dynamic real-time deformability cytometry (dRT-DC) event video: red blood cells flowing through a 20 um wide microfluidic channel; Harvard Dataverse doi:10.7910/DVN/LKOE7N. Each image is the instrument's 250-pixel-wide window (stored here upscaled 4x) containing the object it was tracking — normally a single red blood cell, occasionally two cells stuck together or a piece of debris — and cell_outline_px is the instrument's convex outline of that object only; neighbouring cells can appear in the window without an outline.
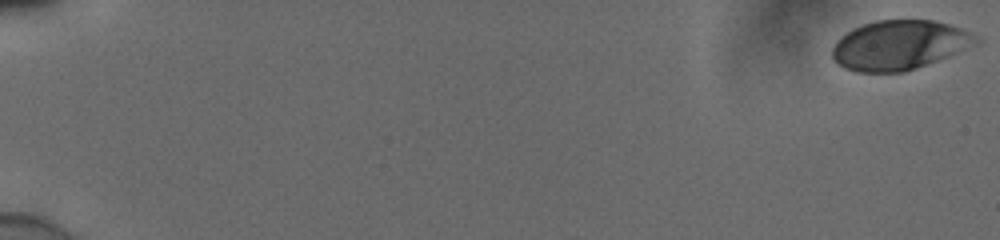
{"species": "human", "species_latin": "Homo sapiens", "temperature_condition": "cold", "stored_images_in_passage": 56, "camera_frame_rate_fps": 3000, "um_per_image_px": 0.085, "donor": {"sex": "male"}, "frame": {"image": 1, "passage_image": 1, "time_ms": 0.0, "image_size_px": [1000, 240], "cell_outline_px": [[980, 44], [916, 68], [904, 72], [856, 72], [844, 68], [836, 64], [832, 56], [832, 48], [836, 40], [840, 36], [852, 28], [876, 20], [932, 20], [948, 24], [960, 28], [976, 36], [980, 40]], "centroid_in_image_um": [76.42, 3.84], "position_along_channel_um": 8.6, "area_um2": 41.56}}
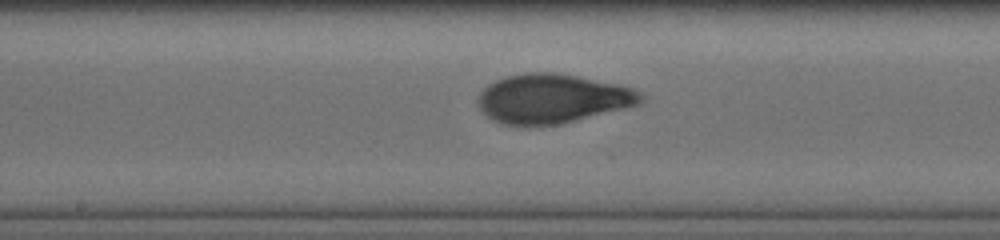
{"frame": {"image": 2, "passage_image": 32, "time_ms": 10.333, "image_size_px": [1000, 240], "cell_outline_px": [[644, 100], [640, 104], [560, 124], [500, 124], [492, 120], [480, 108], [476, 100], [480, 92], [488, 84], [496, 80], [508, 76], [524, 72], [556, 72], [620, 84], [632, 88], [640, 92], [644, 96]], "centroid_in_image_um": [46.96, 8.36], "position_along_channel_um": 201.2, "area_um2": 46.53}}
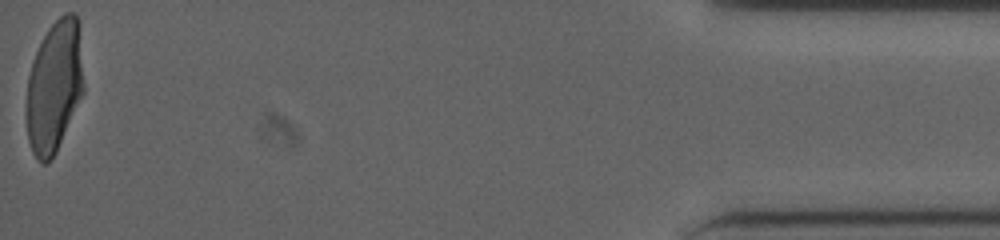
{"frame": {"image": 3, "passage_image": 56, "time_ms": 18.333, "image_size_px": [1000, 240], "cell_outline_px": [[84, 92], [56, 152], [52, 160], [44, 164], [36, 160], [32, 152], [28, 140], [24, 112], [28, 76], [32, 60], [48, 28], [64, 12], [76, 12], [80, 28], [84, 84]], "centroid_in_image_um": [4.6, 7.36], "position_along_channel_um": 430.6, "area_um2": 44.97}, "authors_computed_cell_mechanics": {"area_um2": 44.1014, "velocity_mm_per_s": 3.8698, "shape_relaxation_time_tau1_ms": 4.959, "shape_relaxation_time_tau2_ms": 0.908, "deformation_change_tau1": 0.1979, "deformation_change_tau2": 0.0605}}